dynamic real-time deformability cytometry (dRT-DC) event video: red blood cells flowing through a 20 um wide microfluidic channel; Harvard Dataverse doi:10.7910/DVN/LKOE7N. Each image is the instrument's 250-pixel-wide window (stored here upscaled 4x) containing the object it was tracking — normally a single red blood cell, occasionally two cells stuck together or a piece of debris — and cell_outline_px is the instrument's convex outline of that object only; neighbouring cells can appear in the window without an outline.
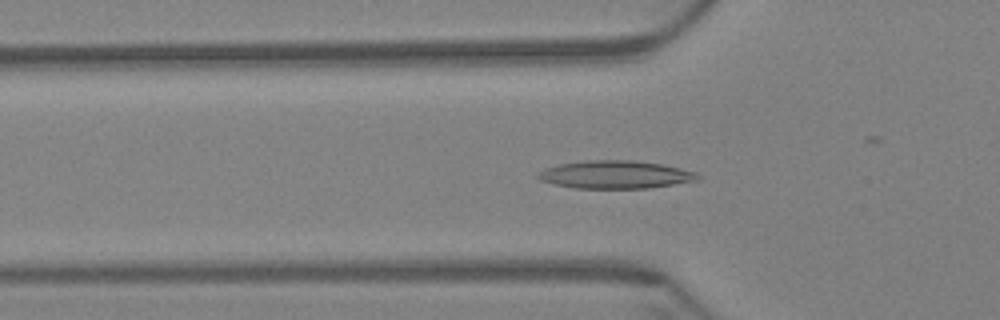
{"species": "Egyptian fruit bat (a non-hibernating species)", "species_latin": "Rousettus aegyptiacus", "temperature_condition": "warm", "stored_images_in_passage": 63, "camera_frame_rate_fps": 3000, "um_per_image_px": 0.085, "animal": {"sex": "female"}, "frame": {"image": 1, "passage_image": 22, "time_ms": 7.0, "image_size_px": [1000, 320], "cell_outline_px": [[704, 176], [700, 180], [648, 188], [576, 188], [552, 184], [540, 180], [536, 176], [536, 172], [544, 168], [560, 164], [584, 160], [632, 160], [664, 164], [696, 172]], "centroid_in_image_um": [52.32, 14.84], "position_along_channel_um": 73.5, "area_um2": 26.3}}
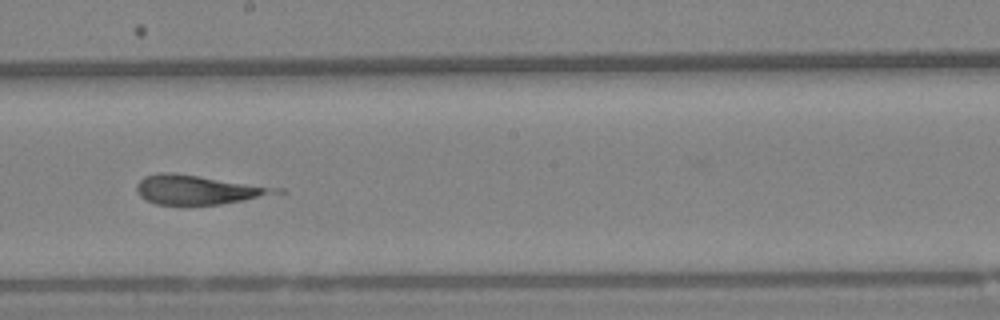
{"frame": {"image": 2, "passage_image": 36, "time_ms": 11.667, "image_size_px": [1000, 320], "cell_outline_px": [[288, 192], [244, 200], [220, 204], [156, 204], [144, 200], [136, 192], [136, 184], [144, 176], [160, 172], [172, 172], [284, 188]], "centroid_in_image_um": [16.87, 16.12], "position_along_channel_um": 231.3, "area_um2": 23.93}}
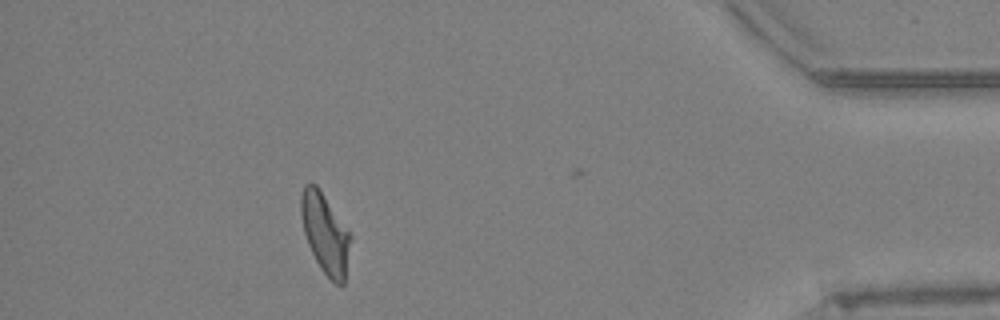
{"frame": {"image": 3, "passage_image": 56, "time_ms": 18.333, "image_size_px": [1000, 320], "cell_outline_px": [[352, 236], [344, 284], [336, 284], [320, 268], [308, 244], [304, 232], [300, 216], [300, 196], [304, 184], [316, 184]], "centroid_in_image_um": [27.63, 19.83], "position_along_channel_um": 407.6, "area_um2": 22.83}, "authors_computed_cell_mechanics": {"area_um2": 24.2182, "velocity_mm_per_s": 3.3822, "shape_relaxation_time_tau1_ms": null, "shape_relaxation_time_tau2_ms": 2.0374, "deformation_change_tau1": null, "deformation_change_tau2": 0.1123}}